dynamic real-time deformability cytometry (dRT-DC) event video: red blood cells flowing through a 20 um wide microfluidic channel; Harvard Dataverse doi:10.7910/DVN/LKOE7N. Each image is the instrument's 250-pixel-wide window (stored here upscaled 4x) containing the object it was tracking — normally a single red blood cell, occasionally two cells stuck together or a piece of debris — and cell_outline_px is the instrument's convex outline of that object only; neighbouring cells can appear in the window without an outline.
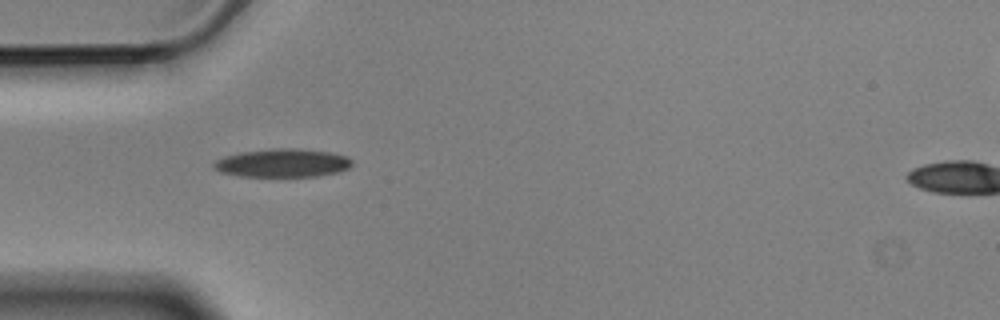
{"species": "Egyptian fruit bat (a non-hibernating species)", "species_latin": "Rousettus aegyptiacus", "temperature_condition": "cold", "stored_images_in_passage": 5, "camera_frame_rate_fps": 3000, "um_per_image_px": 0.085, "animal": {"sex": "male"}, "frame": {"image": 1, "passage_image": 4, "time_ms": 1.0, "image_size_px": [1000, 320], "cell_outline_px": [[352, 164], [348, 168], [340, 172], [316, 176], [240, 176], [220, 172], [212, 168], [212, 164], [216, 160], [224, 156], [240, 152], [272, 148], [292, 148], [328, 152], [348, 156], [352, 160]], "centroid_in_image_um": [24.0, 13.85], "position_along_channel_um": 61.0, "area_um2": 22.89}}
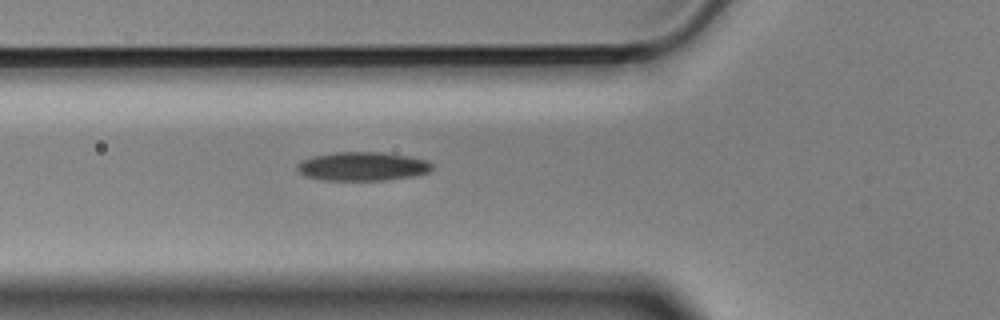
{"frame": {"image": 2, "passage_image": 5, "time_ms": 1.333, "image_size_px": [1000, 320], "cell_outline_px": [[432, 168], [428, 172], [412, 176], [384, 180], [324, 180], [304, 176], [296, 168], [296, 164], [304, 160], [316, 156], [332, 152], [384, 152], [408, 156], [428, 160], [432, 164]], "centroid_in_image_um": [30.82, 14.14], "position_along_channel_um": 95.0, "area_um2": 22.54}}